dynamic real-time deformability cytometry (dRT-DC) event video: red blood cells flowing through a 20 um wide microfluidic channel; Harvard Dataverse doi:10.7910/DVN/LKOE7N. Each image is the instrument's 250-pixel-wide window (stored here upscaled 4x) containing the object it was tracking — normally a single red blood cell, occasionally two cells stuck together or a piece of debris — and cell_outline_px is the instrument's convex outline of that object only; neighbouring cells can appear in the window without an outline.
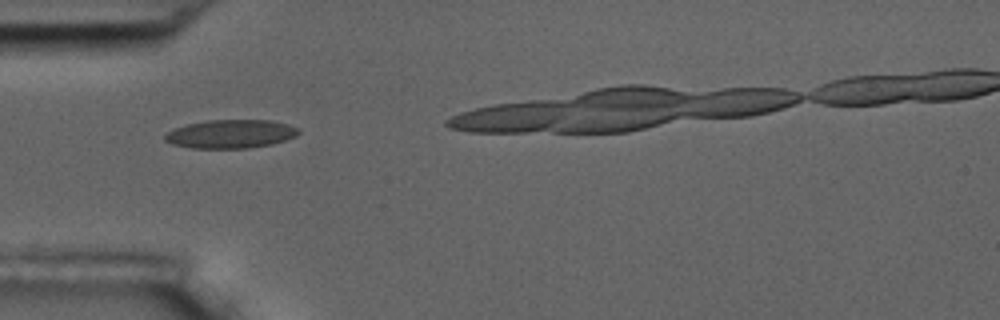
{"species": "common noctule bat (a hibernating species)", "species_latin": "Nyctalus noctula", "temperature_condition": "room temperature", "stored_images_in_passage": 4, "camera_frame_rate_fps": 3000, "um_per_image_px": 0.085, "animal": {"sex": "male", "body_mass_g": 17.5, "forearm_length_mm": 52.3}, "frame": {"image": 1, "passage_image": 1, "time_ms": 0.0, "image_size_px": [1000, 320], "cell_outline_px": [[300, 132], [296, 136], [272, 144], [248, 148], [192, 148], [172, 144], [164, 140], [164, 136], [168, 132], [184, 124], [208, 120], [272, 120], [288, 124], [300, 128]], "centroid_in_image_um": [19.62, 11.38], "position_along_channel_um": 65.4, "area_um2": 22.31}}